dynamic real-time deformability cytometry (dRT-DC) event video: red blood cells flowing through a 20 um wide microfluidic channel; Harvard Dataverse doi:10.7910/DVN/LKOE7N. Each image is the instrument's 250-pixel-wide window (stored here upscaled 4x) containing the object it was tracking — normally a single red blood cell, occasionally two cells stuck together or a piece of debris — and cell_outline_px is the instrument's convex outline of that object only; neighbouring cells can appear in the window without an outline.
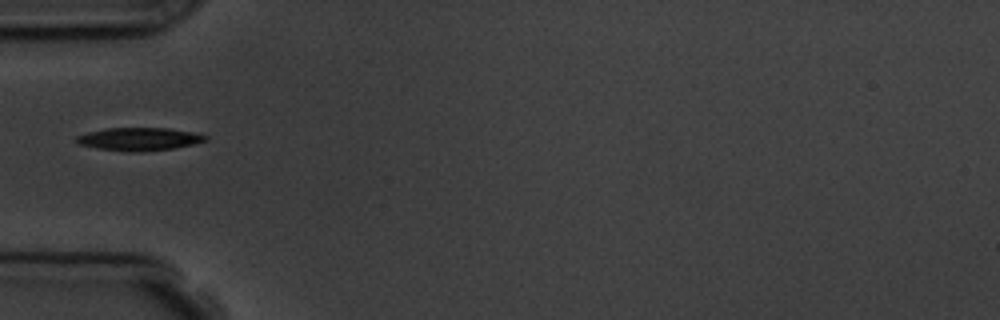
{"species": "common noctule bat (a hibernating species)", "species_latin": "Nyctalus noctula", "temperature_condition": "room temperature", "stored_images_in_passage": 5, "camera_frame_rate_fps": 3000, "um_per_image_px": 0.085, "animal": {"sex": "male", "body_mass_g": 19.5, "forearm_length_mm": 54.6}, "frame": {"image": 1, "passage_image": 4, "time_ms": 4.333, "image_size_px": [1000, 320], "cell_outline_px": [[208, 140], [192, 144], [172, 148], [140, 152], [128, 152], [96, 148], [80, 144], [76, 140], [76, 136], [88, 132], [104, 128], [168, 128], [200, 132], [208, 136]], "centroid_in_image_um": [11.87, 11.81], "position_along_channel_um": 73.1, "area_um2": 17.4}}